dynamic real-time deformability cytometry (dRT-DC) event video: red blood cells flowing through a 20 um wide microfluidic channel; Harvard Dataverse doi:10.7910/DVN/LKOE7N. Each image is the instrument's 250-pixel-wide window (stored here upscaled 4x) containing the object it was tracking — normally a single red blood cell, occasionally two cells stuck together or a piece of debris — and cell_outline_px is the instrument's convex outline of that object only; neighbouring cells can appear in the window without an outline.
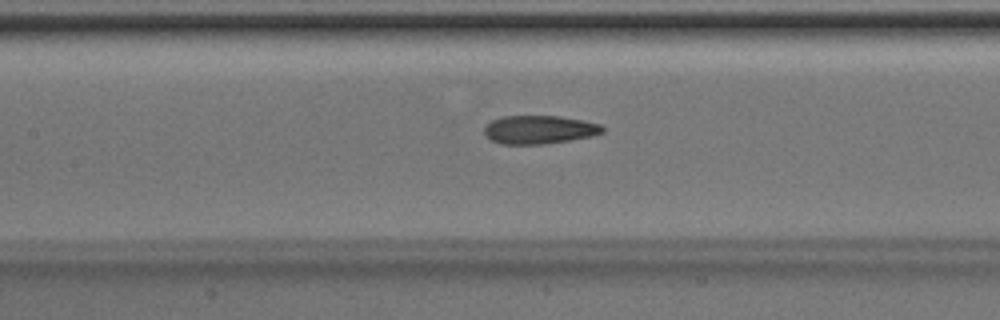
{"species": "Egyptian fruit bat (a non-hibernating species)", "species_latin": "Rousettus aegyptiacus", "temperature_condition": "room temperature", "stored_images_in_passage": 33, "camera_frame_rate_fps": 3000, "um_per_image_px": 0.085, "animal": {"sex": "male"}, "frame": {"image": 1, "passage_image": 7, "time_ms": 2.0, "image_size_px": [1000, 320], "cell_outline_px": [[604, 132], [592, 136], [544, 144], [500, 144], [492, 140], [484, 132], [484, 128], [492, 120], [504, 116], [560, 116], [584, 120], [600, 124], [604, 128]], "centroid_in_image_um": [45.86, 11.01], "position_along_channel_um": 161.5, "area_um2": 19.48}}
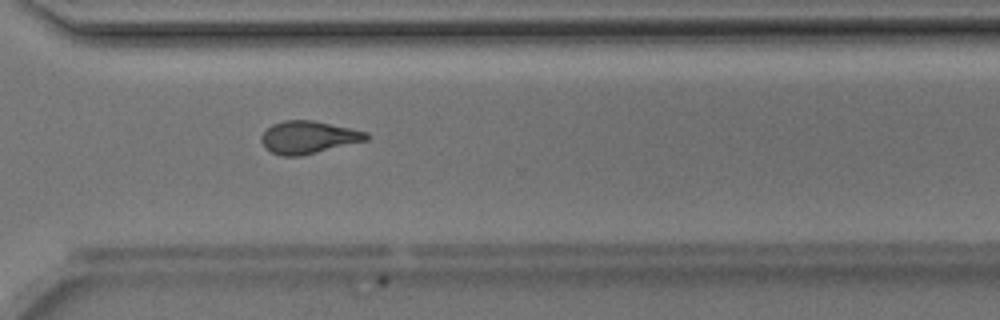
{"frame": {"image": 2, "passage_image": 20, "time_ms": 6.333, "image_size_px": [1000, 320], "cell_outline_px": [[368, 140], [300, 156], [284, 156], [272, 152], [264, 148], [260, 140], [260, 136], [272, 124], [284, 120], [312, 120], [368, 132]], "centroid_in_image_um": [26.18, 11.67], "position_along_channel_um": 344.4, "area_um2": 19.83}}
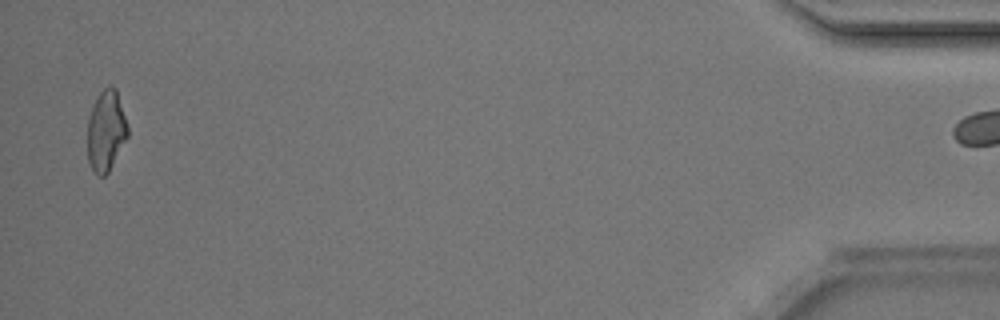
{"frame": {"image": 3, "passage_image": 32, "time_ms": 10.333, "image_size_px": [1000, 320], "cell_outline_px": [[128, 136], [108, 172], [104, 176], [96, 176], [92, 172], [88, 160], [88, 120], [92, 108], [100, 92], [104, 88], [112, 84], [116, 88], [128, 124]], "centroid_in_image_um": [9.02, 11.13], "position_along_channel_um": 426.2, "area_um2": 18.96}}